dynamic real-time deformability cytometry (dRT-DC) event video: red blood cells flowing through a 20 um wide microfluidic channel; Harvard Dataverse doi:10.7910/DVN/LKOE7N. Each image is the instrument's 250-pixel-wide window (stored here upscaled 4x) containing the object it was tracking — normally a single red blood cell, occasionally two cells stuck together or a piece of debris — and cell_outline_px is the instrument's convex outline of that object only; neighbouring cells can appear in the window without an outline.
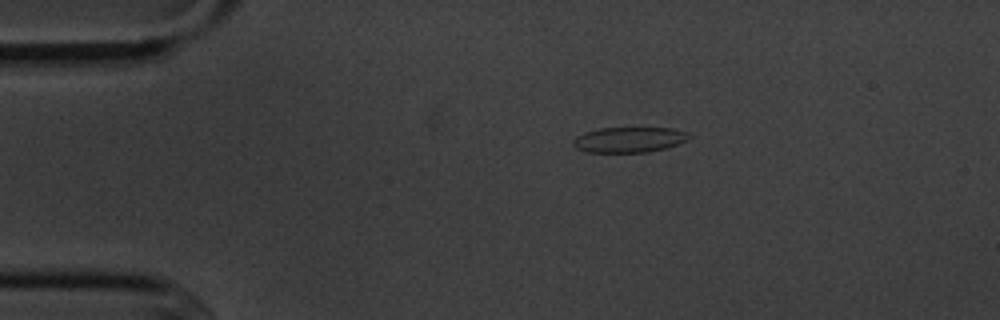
{"species": "common noctule bat (a hibernating species)", "species_latin": "Nyctalus noctula", "temperature_condition": "cold", "stored_images_in_passage": 5, "camera_frame_rate_fps": 3000, "um_per_image_px": 0.085, "animal": {"sex": "male", "body_mass_g": 20.1, "forearm_length_mm": 53.5}, "frame": {"image": 1, "passage_image": 3, "time_ms": 2.333, "image_size_px": [1000, 320], "cell_outline_px": [[692, 136], [688, 140], [664, 148], [648, 152], [584, 152], [576, 148], [572, 144], [572, 140], [576, 136], [584, 132], [600, 128], [672, 128], [688, 132]], "centroid_in_image_um": [53.45, 11.87], "position_along_channel_um": 31.5, "area_um2": 17.22}}
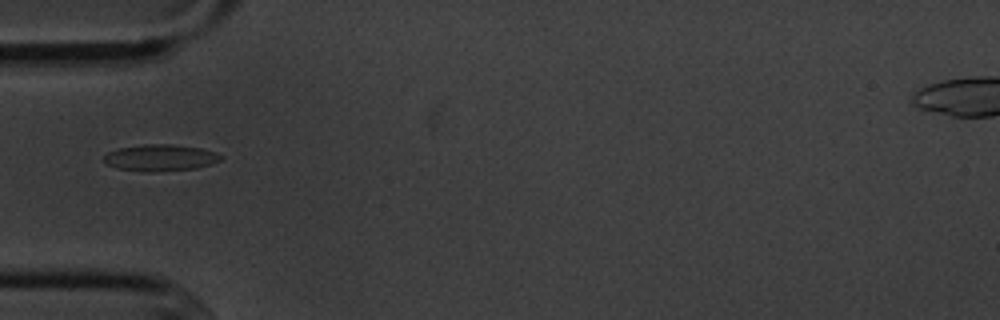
{"frame": {"image": 2, "passage_image": 5, "time_ms": 4.667, "image_size_px": [1000, 320], "cell_outline_px": [[224, 156], [220, 160], [212, 164], [196, 168], [152, 172], [148, 172], [116, 168], [104, 164], [104, 156], [108, 152], [120, 148], [144, 144], [172, 144], [200, 148]], "centroid_in_image_um": [13.6, 13.41], "position_along_channel_um": 71.4, "area_um2": 18.03}}